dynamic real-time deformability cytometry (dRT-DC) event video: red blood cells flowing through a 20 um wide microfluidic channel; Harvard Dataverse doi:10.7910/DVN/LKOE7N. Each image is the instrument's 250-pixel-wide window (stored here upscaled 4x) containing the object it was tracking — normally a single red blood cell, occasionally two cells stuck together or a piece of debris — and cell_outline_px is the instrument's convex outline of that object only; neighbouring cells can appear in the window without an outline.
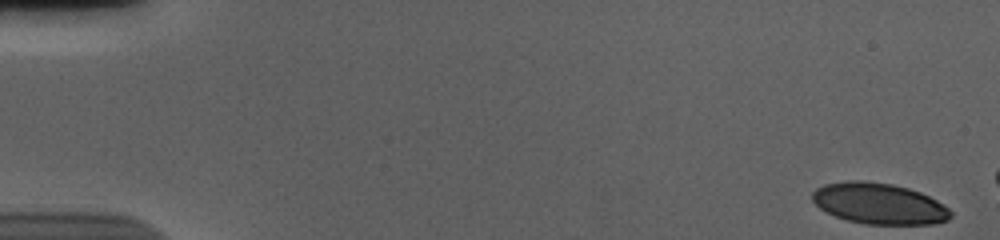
{"species": "human", "species_latin": "Homo sapiens", "temperature_condition": "cold", "stored_images_in_passage": 15, "camera_frame_rate_fps": 3000, "um_per_image_px": 0.085, "donor": {"sex": "male"}, "frame": {"image": 1, "passage_image": 1, "time_ms": 0.0, "image_size_px": [1000, 240], "cell_outline_px": [[952, 216], [948, 220], [932, 224], [864, 224], [848, 220], [836, 216], [820, 208], [812, 200], [812, 192], [816, 188], [824, 184], [852, 180], [860, 180], [892, 184], [908, 188], [920, 192], [944, 204], [952, 212]], "centroid_in_image_um": [74.73, 17.3], "position_along_channel_um": 10.3, "area_um2": 33.0}}